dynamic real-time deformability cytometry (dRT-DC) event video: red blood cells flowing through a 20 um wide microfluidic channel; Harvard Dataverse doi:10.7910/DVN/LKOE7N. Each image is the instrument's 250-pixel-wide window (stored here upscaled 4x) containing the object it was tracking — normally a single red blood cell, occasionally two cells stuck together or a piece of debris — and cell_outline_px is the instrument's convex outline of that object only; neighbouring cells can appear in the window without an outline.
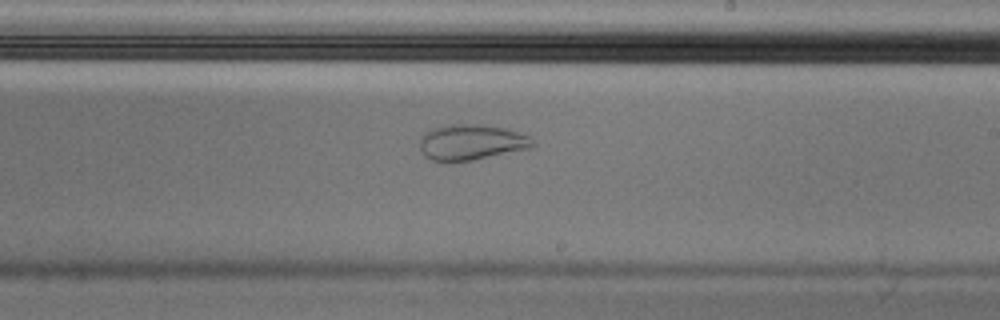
{"species": "Egyptian fruit bat (a non-hibernating species)", "species_latin": "Rousettus aegyptiacus", "temperature_condition": "cold", "stored_images_in_passage": 55, "camera_frame_rate_fps": 3000, "um_per_image_px": 0.085, "animal": {"sex": "male"}, "frame": {"image": 1, "passage_image": 32, "time_ms": 10.333, "image_size_px": [1000, 320], "cell_outline_px": [[536, 144], [532, 148], [472, 160], [432, 160], [424, 156], [420, 148], [420, 136], [424, 132], [432, 128], [452, 124], [480, 124], [504, 128], [528, 136]], "centroid_in_image_um": [40.05, 12.08], "position_along_channel_um": 249.0, "area_um2": 23.24}}